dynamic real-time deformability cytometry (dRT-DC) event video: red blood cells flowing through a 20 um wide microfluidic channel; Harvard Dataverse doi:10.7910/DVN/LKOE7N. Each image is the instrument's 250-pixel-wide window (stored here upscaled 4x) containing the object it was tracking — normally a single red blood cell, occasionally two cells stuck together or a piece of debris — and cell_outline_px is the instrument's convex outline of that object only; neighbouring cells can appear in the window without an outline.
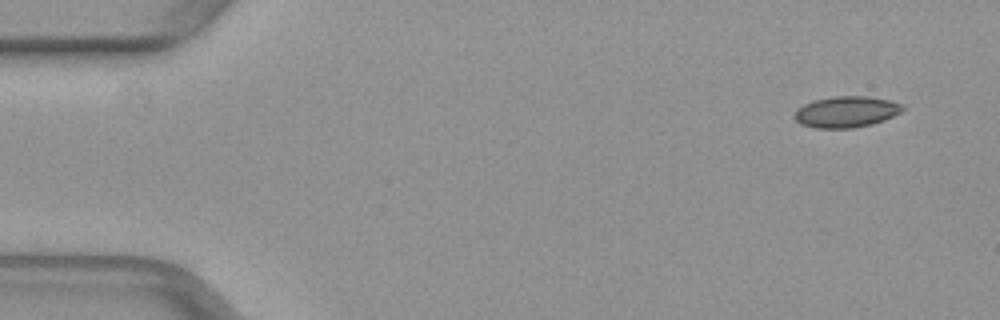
{"species": "common noctule bat (a hibernating species)", "species_latin": "Nyctalus noctula", "temperature_condition": "warm", "stored_images_in_passage": 48, "camera_frame_rate_fps": 3000, "um_per_image_px": 0.085, "animal": {"sex": "female", "body_mass_g": 29.2, "forearm_length_mm": 56.3}, "frame": {"image": 1, "passage_image": 1, "time_ms": 0.0, "image_size_px": [1000, 320], "cell_outline_px": [[904, 108], [900, 112], [884, 120], [872, 124], [852, 128], [816, 128], [800, 124], [792, 116], [796, 108], [812, 100], [836, 96], [868, 96], [888, 100], [904, 104]], "centroid_in_image_um": [71.89, 9.5], "position_along_channel_um": 13.1, "area_um2": 19.77}}
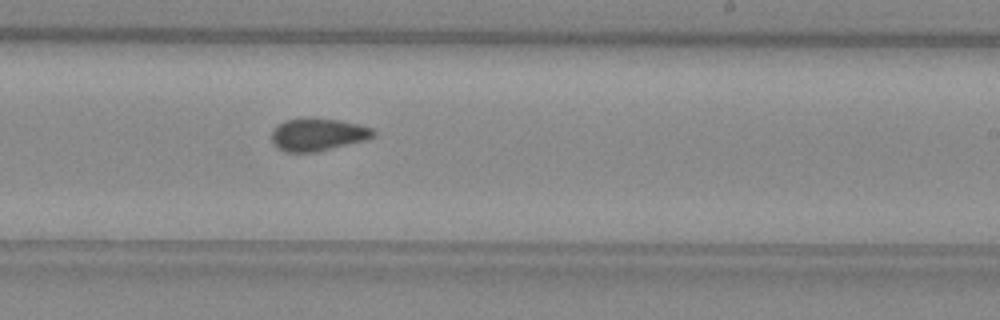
{"frame": {"image": 2, "passage_image": 28, "time_ms": 9.0, "image_size_px": [1000, 320], "cell_outline_px": [[376, 136], [364, 140], [316, 152], [284, 152], [276, 148], [272, 140], [272, 132], [284, 120], [308, 116], [340, 120], [372, 128], [376, 132]], "centroid_in_image_um": [27.0, 11.42], "position_along_channel_um": 262.0, "area_um2": 19.48}}
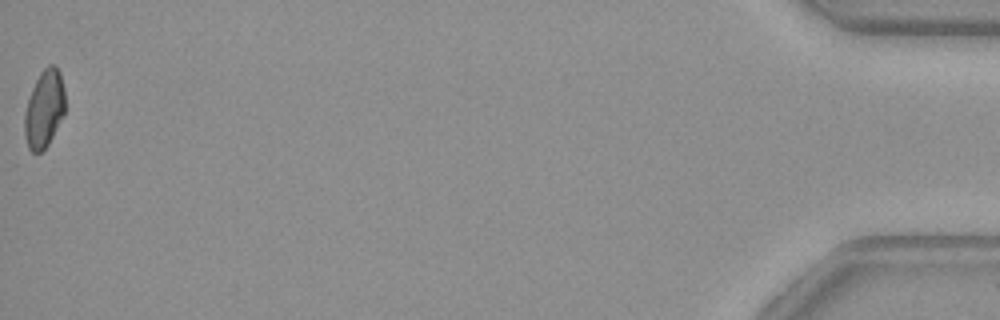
{"frame": {"image": 3, "passage_image": 48, "time_ms": 15.667, "image_size_px": [1000, 320], "cell_outline_px": [[64, 116], [48, 144], [40, 152], [32, 152], [28, 148], [24, 136], [24, 116], [28, 100], [32, 88], [40, 72], [48, 64], [56, 64], [60, 72], [64, 88]], "centroid_in_image_um": [3.76, 9.24], "position_along_channel_um": 431.4, "area_um2": 18.44}}